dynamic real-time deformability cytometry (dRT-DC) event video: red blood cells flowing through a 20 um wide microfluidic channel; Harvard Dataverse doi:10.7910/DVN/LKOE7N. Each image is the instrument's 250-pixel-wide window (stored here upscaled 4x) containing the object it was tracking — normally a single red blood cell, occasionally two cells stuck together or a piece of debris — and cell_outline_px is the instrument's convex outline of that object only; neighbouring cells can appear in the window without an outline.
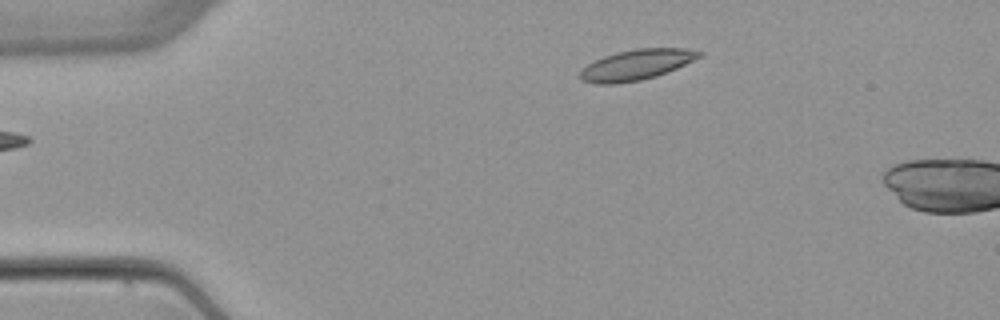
{"species": "common noctule bat (a hibernating species)", "species_latin": "Nyctalus noctula", "temperature_condition": "warm", "stored_images_in_passage": 5, "camera_frame_rate_fps": 3000, "um_per_image_px": 0.085, "animal": {"sex": "female", "body_mass_g": 22.7, "forearm_length_mm": 54.2}, "frame": {"image": 1, "passage_image": 5, "time_ms": 5.0, "image_size_px": [1000, 320], "cell_outline_px": [[704, 56], [676, 68], [656, 76], [640, 80], [616, 84], [596, 84], [580, 80], [580, 72], [588, 64], [604, 56], [616, 52], [636, 48], [688, 48], [704, 52]], "centroid_in_image_um": [54.13, 5.5], "position_along_channel_um": 30.9, "area_um2": 21.21}}